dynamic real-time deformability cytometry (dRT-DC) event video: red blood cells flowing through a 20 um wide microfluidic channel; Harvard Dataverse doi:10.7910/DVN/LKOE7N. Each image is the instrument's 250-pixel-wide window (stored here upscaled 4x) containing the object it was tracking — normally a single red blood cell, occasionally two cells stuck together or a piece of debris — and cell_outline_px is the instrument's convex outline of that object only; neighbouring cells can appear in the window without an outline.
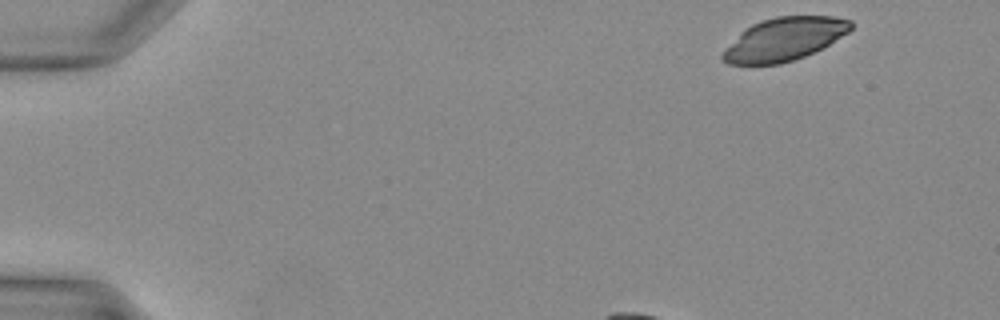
{"species": "Egyptian fruit bat (a non-hibernating species)", "species_latin": "Rousettus aegyptiacus", "temperature_condition": "warm", "stored_images_in_passage": 30, "camera_frame_rate_fps": 3000, "um_per_image_px": 0.085, "animal": {"sex": "female"}, "frame": {"image": 1, "passage_image": 1, "time_ms": 0.0, "image_size_px": [1000, 320], "cell_outline_px": [[852, 28], [848, 32], [828, 44], [804, 56], [780, 64], [728, 64], [720, 56], [740, 32], [744, 28], [760, 20], [776, 16], [832, 16], [852, 20]], "centroid_in_image_um": [66.65, 3.31], "position_along_channel_um": 18.4, "area_um2": 31.79}}
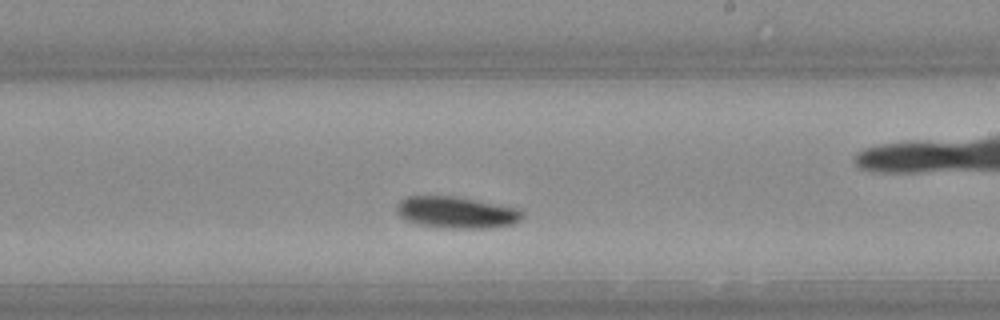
{"frame": {"image": 2, "passage_image": 19, "time_ms": 6.0, "image_size_px": [1000, 320], "cell_outline_px": [[524, 216], [520, 220], [512, 224], [492, 228], [444, 228], [416, 224], [400, 216], [396, 212], [396, 204], [400, 200], [408, 196], [456, 196], [520, 208], [524, 212]], "centroid_in_image_um": [38.82, 18.05], "position_along_channel_um": 250.2, "area_um2": 23.47}}
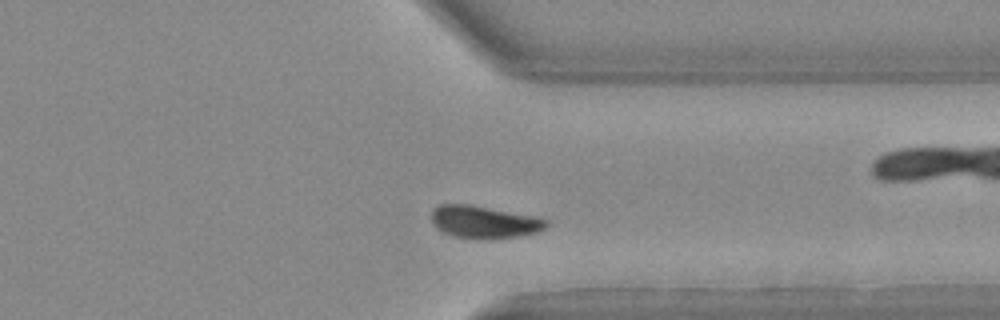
{"frame": {"image": 3, "passage_image": 26, "time_ms": 8.333, "image_size_px": [1000, 320], "cell_outline_px": [[548, 224], [544, 228], [536, 232], [516, 236], [492, 240], [488, 240], [456, 236], [444, 232], [436, 228], [432, 224], [432, 208], [440, 204], [468, 204], [532, 216], [544, 220]], "centroid_in_image_um": [41.07, 18.87], "position_along_channel_um": 370.3, "area_um2": 21.39}}